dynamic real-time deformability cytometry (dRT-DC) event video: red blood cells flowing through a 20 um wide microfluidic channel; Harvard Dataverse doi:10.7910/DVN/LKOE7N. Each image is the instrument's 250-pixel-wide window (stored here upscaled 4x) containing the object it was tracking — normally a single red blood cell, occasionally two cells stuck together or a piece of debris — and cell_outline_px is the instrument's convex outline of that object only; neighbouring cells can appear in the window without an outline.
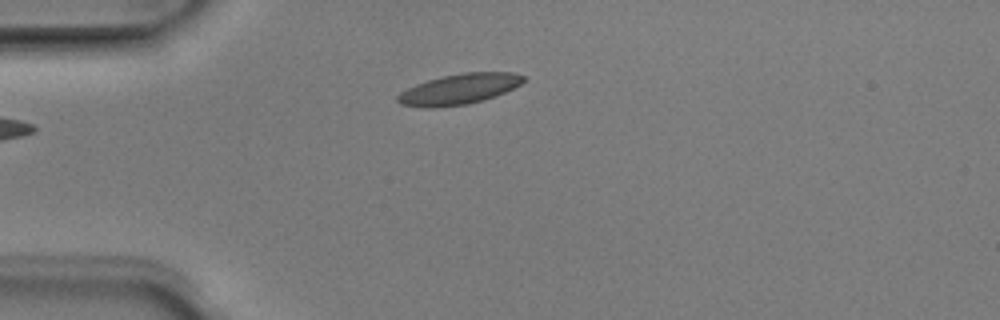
{"species": "Egyptian fruit bat (a non-hibernating species)", "species_latin": "Rousettus aegyptiacus", "temperature_condition": "room temperature", "stored_images_in_passage": 4, "camera_frame_rate_fps": 3000, "um_per_image_px": 0.085, "animal": {"sex": "male"}, "frame": {"image": 1, "passage_image": 4, "time_ms": 1.0, "image_size_px": [1000, 320], "cell_outline_px": [[524, 80], [520, 84], [496, 96], [484, 100], [468, 104], [432, 108], [424, 108], [400, 104], [396, 100], [396, 96], [400, 92], [416, 84], [428, 80], [444, 76], [464, 72], [512, 72], [524, 76]], "centroid_in_image_um": [38.99, 7.58], "position_along_channel_um": 46.0, "area_um2": 22.31}}